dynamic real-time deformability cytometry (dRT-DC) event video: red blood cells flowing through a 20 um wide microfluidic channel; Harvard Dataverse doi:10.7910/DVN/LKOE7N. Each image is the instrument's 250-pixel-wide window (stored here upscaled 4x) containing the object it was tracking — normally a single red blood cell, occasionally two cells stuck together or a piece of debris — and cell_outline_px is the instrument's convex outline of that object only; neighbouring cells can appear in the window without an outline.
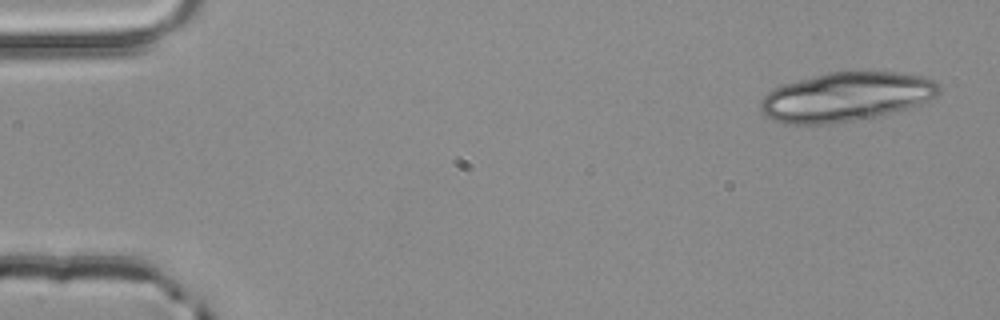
{"species": "common noctule bat (a hibernating species)", "species_latin": "Nyctalus noctula", "temperature_condition": "room temperature", "stored_images_in_passage": 4, "camera_frame_rate_fps": 3000, "um_per_image_px": 0.085, "animal": {"sex": "male", "body_mass_g": 20.4}, "frame": {"image": 1, "passage_image": 1, "time_ms": 0.0, "image_size_px": [1000, 320], "cell_outline_px": [[940, 92], [936, 96], [920, 104], [892, 112], [876, 116], [832, 124], [784, 124], [772, 120], [760, 112], [760, 100], [768, 92], [784, 84], [828, 72], [896, 72], [920, 76], [936, 80], [940, 84]], "centroid_in_image_um": [71.9, 8.24], "position_along_channel_um": 13.1, "area_um2": 50.98}}